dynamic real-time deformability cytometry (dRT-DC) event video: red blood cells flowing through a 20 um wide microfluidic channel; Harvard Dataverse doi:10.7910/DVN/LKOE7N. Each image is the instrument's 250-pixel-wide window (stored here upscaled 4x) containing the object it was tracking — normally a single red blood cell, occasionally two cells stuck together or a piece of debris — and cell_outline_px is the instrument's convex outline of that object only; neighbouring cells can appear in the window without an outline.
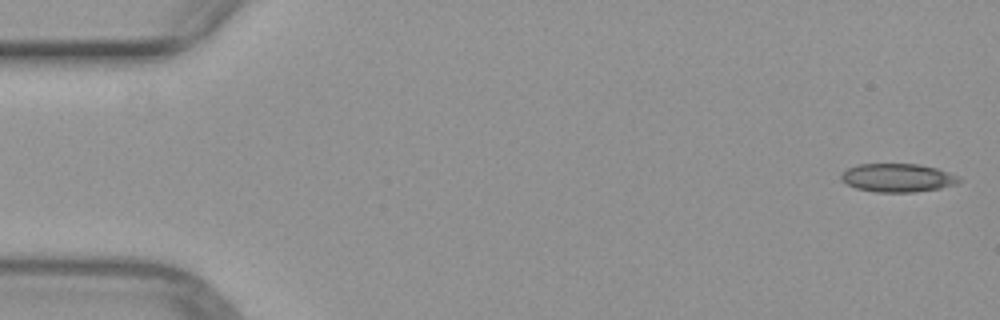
{"species": "common noctule bat (a hibernating species)", "species_latin": "Nyctalus noctula", "temperature_condition": "warm", "stored_images_in_passage": 51, "segment_of_instrument_passage": [1, 2], "camera_frame_rate_fps": 3000, "um_per_image_px": 0.085, "animal": {"sex": "female", "body_mass_g": 29.2, "forearm_length_mm": 56.3}, "frame": {"image": 1, "passage_image": 1, "time_ms": 0.0, "image_size_px": [1000, 320], "cell_outline_px": [[964, 180], [956, 184], [940, 188], [916, 192], [876, 192], [856, 188], [840, 180], [840, 176], [848, 168], [860, 164], [920, 164], [936, 168], [960, 176]], "centroid_in_image_um": [76.34, 15.11], "position_along_channel_um": 8.7, "area_um2": 19.59}}
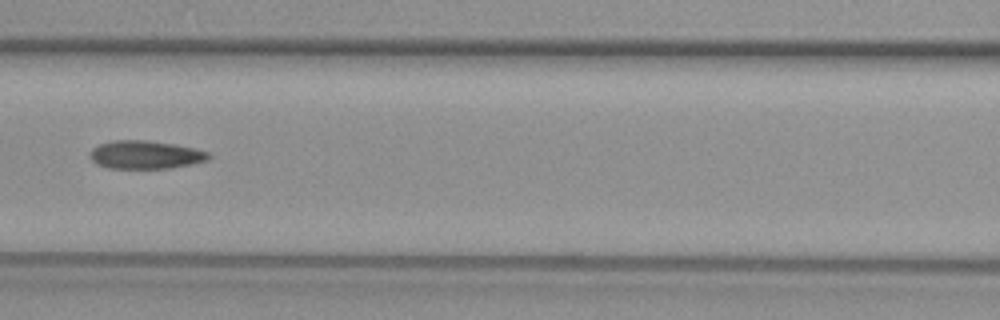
{"frame": {"image": 2, "passage_image": 22, "time_ms": 7.0, "image_size_px": [1000, 320], "cell_outline_px": [[212, 156], [208, 160], [192, 164], [168, 168], [104, 168], [96, 164], [92, 160], [92, 148], [100, 144], [112, 140], [148, 140], [172, 144], [192, 148], [208, 152]], "centroid_in_image_um": [12.36, 13.16], "position_along_channel_um": 154.2, "area_um2": 19.36}}
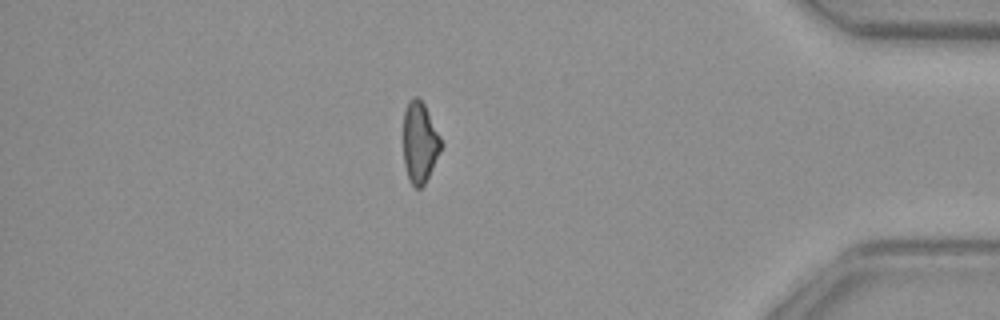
{"frame": {"image": 3, "passage_image": 43, "time_ms": 14.0, "image_size_px": [1000, 320], "cell_outline_px": [[444, 144], [424, 184], [420, 188], [416, 188], [412, 184], [408, 176], [404, 164], [404, 112], [408, 100], [412, 96], [416, 96], [424, 104]], "centroid_in_image_um": [35.68, 12.08], "position_along_channel_um": 399.5, "area_um2": 17.63}}